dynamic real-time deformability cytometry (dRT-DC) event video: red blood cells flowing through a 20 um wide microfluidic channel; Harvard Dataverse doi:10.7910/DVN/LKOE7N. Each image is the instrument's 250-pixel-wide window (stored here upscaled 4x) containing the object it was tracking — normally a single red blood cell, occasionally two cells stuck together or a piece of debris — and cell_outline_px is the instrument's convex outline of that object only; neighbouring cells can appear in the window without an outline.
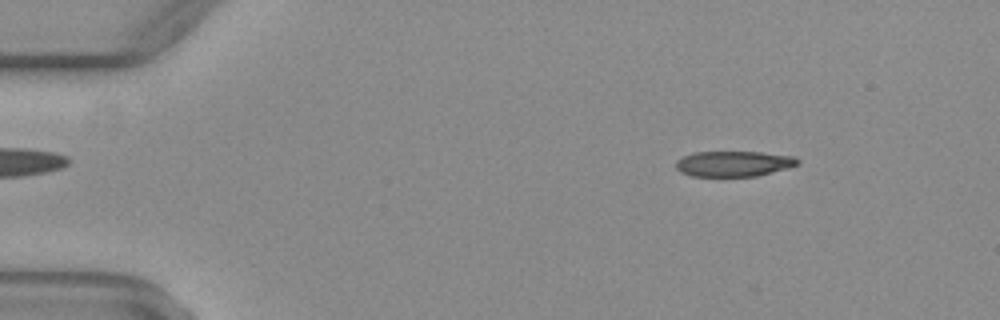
{"species": "common noctule bat (a hibernating species)", "species_latin": "Nyctalus noctula", "temperature_condition": "warm", "stored_images_in_passage": 52, "camera_frame_rate_fps": 3000, "um_per_image_px": 0.085, "animal": {"sex": "female", "body_mass_g": 29.2, "forearm_length_mm": 56.3}, "frame": {"image": 1, "passage_image": 8, "time_ms": 2.333, "image_size_px": [1000, 320], "cell_outline_px": [[800, 164], [788, 168], [756, 176], [692, 176], [680, 172], [676, 168], [676, 160], [692, 152], [760, 152], [792, 156], [800, 160]], "centroid_in_image_um": [62.36, 13.91], "position_along_channel_um": 22.6, "area_um2": 18.09}}
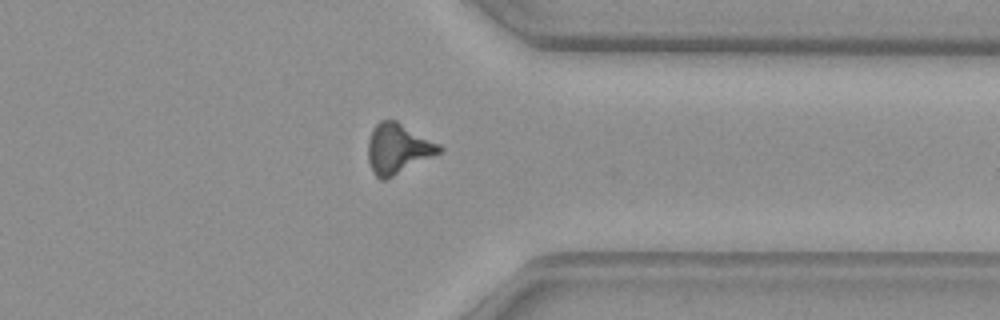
{"frame": {"image": 2, "passage_image": 41, "time_ms": 13.333, "image_size_px": [1000, 320], "cell_outline_px": [[444, 152], [384, 180], [380, 180], [372, 172], [368, 160], [368, 140], [372, 128], [380, 120], [396, 120], [440, 144], [444, 148]], "centroid_in_image_um": [33.84, 12.63], "position_along_channel_um": 377.6, "area_um2": 21.04}}
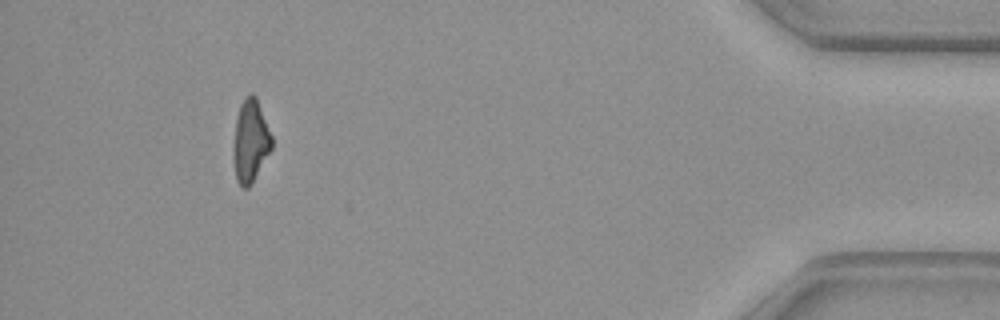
{"frame": {"image": 3, "passage_image": 48, "time_ms": 15.667, "image_size_px": [1000, 320], "cell_outline_px": [[272, 148], [252, 184], [248, 188], [244, 188], [236, 180], [232, 152], [236, 116], [240, 104], [244, 96], [252, 92], [256, 96], [272, 136]], "centroid_in_image_um": [21.27, 11.97], "position_along_channel_um": 413.9, "area_um2": 18.73}, "authors_computed_cell_mechanics": {"area_um2": 19.8832, "velocity_mm_per_s": 4.1017, "shape_relaxation_time_tau1_ms": null, "shape_relaxation_time_tau2_ms": 3.3894, "deformation_change_tau1": null, "deformation_change_tau2": 0.1375}}